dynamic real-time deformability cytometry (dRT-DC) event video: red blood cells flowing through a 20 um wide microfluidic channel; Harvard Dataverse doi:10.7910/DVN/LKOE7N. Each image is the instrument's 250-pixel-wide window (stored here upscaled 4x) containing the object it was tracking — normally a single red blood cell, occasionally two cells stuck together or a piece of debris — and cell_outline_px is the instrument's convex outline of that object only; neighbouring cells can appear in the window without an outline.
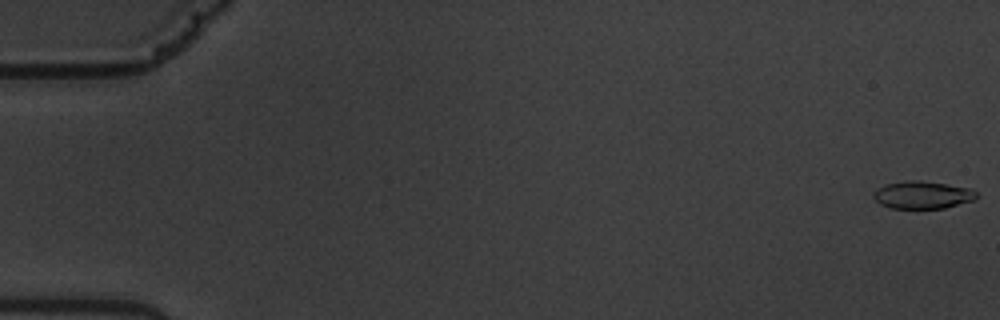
{"species": "common noctule bat (a hibernating species)", "species_latin": "Nyctalus noctula", "temperature_condition": "warm", "stored_images_in_passage": 17, "camera_frame_rate_fps": 3000, "um_per_image_px": 0.085, "animal": {"sex": "male", "body_mass_g": 19.5, "forearm_length_mm": 54.6}, "frame": {"image": 1, "passage_image": 1, "time_ms": 0.0, "image_size_px": [1000, 320], "cell_outline_px": [[976, 200], [944, 208], [892, 208], [880, 204], [872, 196], [872, 192], [876, 188], [884, 184], [908, 180], [916, 180], [972, 188], [976, 192]], "centroid_in_image_um": [78.39, 16.56], "position_along_channel_um": 6.6, "area_um2": 16.59}}
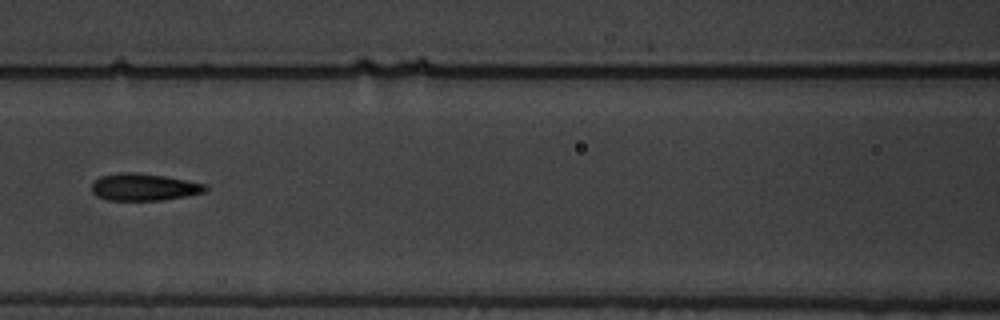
{"frame": {"image": 2, "passage_image": 14, "time_ms": 1675.333, "image_size_px": [1000, 320], "cell_outline_px": [[208, 188], [204, 192], [184, 196], [160, 200], [108, 200], [96, 196], [92, 192], [92, 180], [100, 176], [120, 172], [136, 172], [164, 176], [208, 184]], "centroid_in_image_um": [12.2, 15.89], "position_along_channel_um": 154.4, "area_um2": 18.03}}
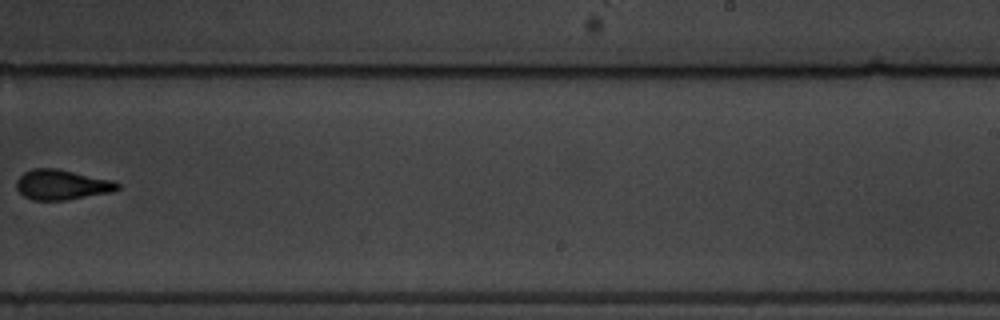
{"frame": {"image": 3, "passage_image": 17, "time_ms": 1679.0, "image_size_px": [1000, 320], "cell_outline_px": [[120, 188], [112, 192], [64, 200], [32, 200], [24, 196], [16, 188], [16, 180], [24, 172], [32, 168], [56, 168], [112, 180], [120, 184]], "centroid_in_image_um": [5.24, 15.7], "position_along_channel_um": 283.8, "area_um2": 17.69}}